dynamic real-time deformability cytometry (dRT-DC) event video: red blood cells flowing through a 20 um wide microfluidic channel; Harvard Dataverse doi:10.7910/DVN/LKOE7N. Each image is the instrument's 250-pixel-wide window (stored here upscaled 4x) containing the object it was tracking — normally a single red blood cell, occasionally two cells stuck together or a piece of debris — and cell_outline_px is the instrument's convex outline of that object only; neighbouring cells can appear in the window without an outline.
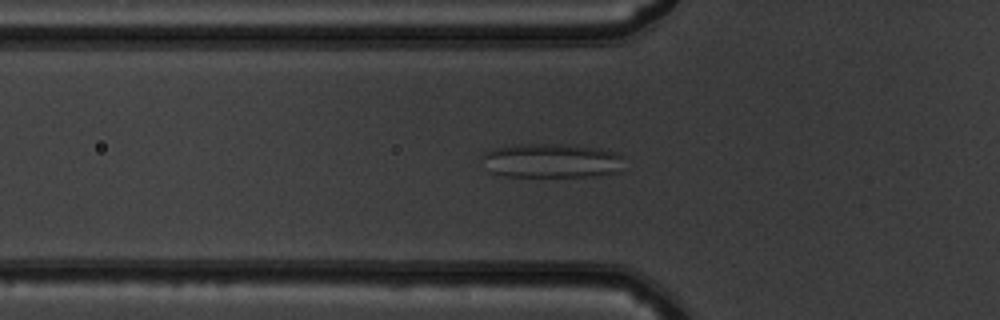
{"species": "common noctule bat (a hibernating species)", "species_latin": "Nyctalus noctula", "temperature_condition": "warm", "stored_images_in_passage": 52, "camera_frame_rate_fps": 3000, "um_per_image_px": 0.085, "animal": {"sex": "male", "body_mass_g": 19.5, "forearm_length_mm": 54.6}, "frame": {"image": 1, "passage_image": 18, "time_ms": 5.667, "image_size_px": [1000, 320], "cell_outline_px": [[620, 172], [596, 176], [508, 176], [492, 172], [484, 156], [484, 152], [496, 148], [520, 144], [560, 144], [600, 148], [616, 152], [620, 156]], "centroid_in_image_um": [46.94, 13.65], "position_along_channel_um": 78.9, "area_um2": 27.74}}
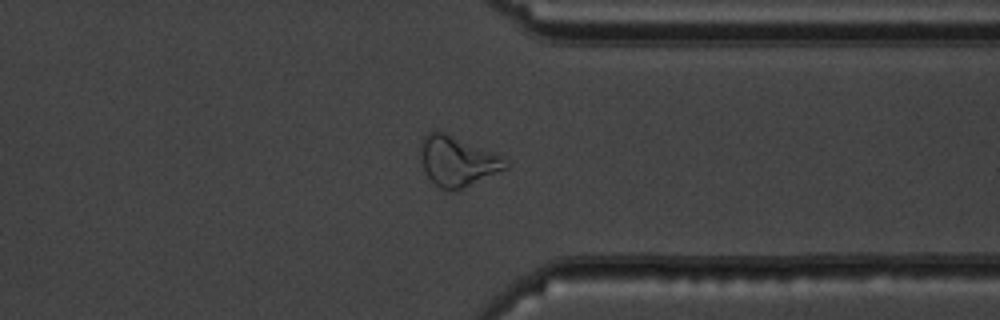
{"frame": {"image": 2, "passage_image": 40, "time_ms": 13.0, "image_size_px": [1000, 320], "cell_outline_px": [[508, 168], [452, 192], [440, 188], [428, 176], [420, 160], [420, 156], [424, 136], [432, 128], [436, 128], [504, 156], [508, 160]], "centroid_in_image_um": [38.89, 13.66], "position_along_channel_um": 372.5, "area_um2": 24.91}}
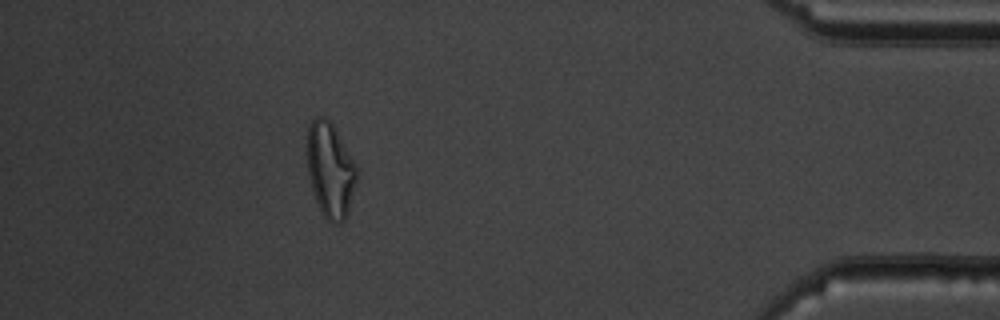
{"frame": {"image": 3, "passage_image": 46, "time_ms": 15.0, "image_size_px": [1000, 320], "cell_outline_px": [[356, 180], [348, 216], [340, 224], [332, 224], [324, 216], [316, 200], [308, 176], [308, 124], [316, 116], [324, 116], [336, 128], [356, 164]], "centroid_in_image_um": [28.09, 14.45], "position_along_channel_um": 407.1, "area_um2": 27.4}, "authors_computed_cell_mechanics": {"area_um2": 27.3683, "velocity_mm_per_s": 4.0176, "shape_relaxation_time_tau1_ms": null, "shape_relaxation_time_tau2_ms": 1.8336, "deformation_change_tau1": null, "deformation_change_tau2": 0.129}}